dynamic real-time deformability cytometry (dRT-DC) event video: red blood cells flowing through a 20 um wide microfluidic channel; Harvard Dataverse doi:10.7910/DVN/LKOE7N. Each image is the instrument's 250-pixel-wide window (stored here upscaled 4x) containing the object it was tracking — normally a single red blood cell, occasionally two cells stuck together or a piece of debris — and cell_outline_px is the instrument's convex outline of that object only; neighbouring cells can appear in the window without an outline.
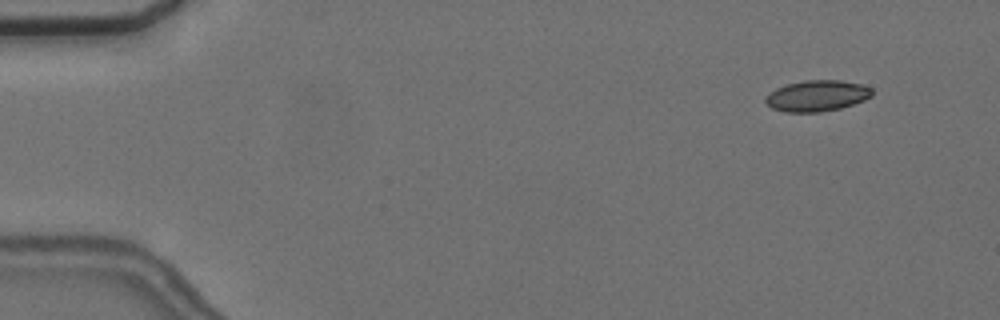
{"species": "common noctule bat (a hibernating species)", "species_latin": "Nyctalus noctula", "temperature_condition": "cold", "stored_images_in_passage": 6, "camera_frame_rate_fps": 3000, "um_per_image_px": 0.085, "animal": {"sex": "female", "body_mass_g": 24.6, "forearm_length_mm": 56.2}, "frame": {"image": 1, "passage_image": 2, "time_ms": 1.333, "image_size_px": [1000, 320], "cell_outline_px": [[872, 96], [864, 100], [840, 108], [820, 112], [784, 112], [772, 108], [764, 100], [764, 96], [768, 92], [776, 88], [788, 84], [804, 80], [840, 80], [860, 84], [872, 88]], "centroid_in_image_um": [69.41, 8.14], "position_along_channel_um": 15.6, "area_um2": 19.31}}
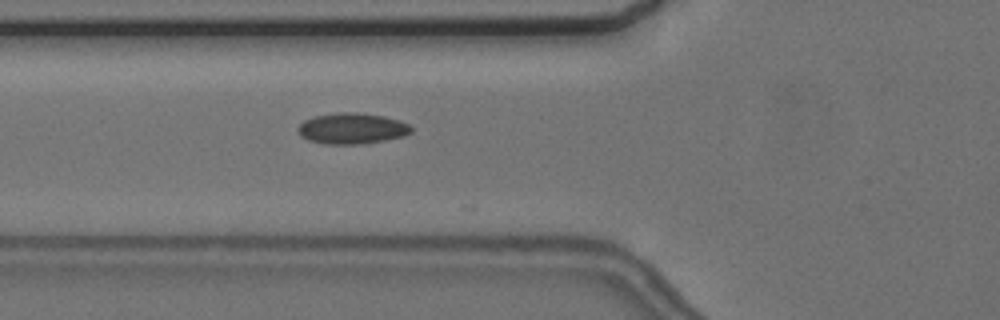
{"frame": {"image": 2, "passage_image": 6, "time_ms": 6.667, "image_size_px": [1000, 320], "cell_outline_px": [[412, 132], [404, 136], [368, 144], [324, 144], [308, 140], [300, 136], [296, 128], [304, 120], [316, 116], [340, 112], [356, 112], [384, 116], [400, 120], [408, 124], [412, 128]], "centroid_in_image_um": [29.92, 10.93], "position_along_channel_um": 95.9, "area_um2": 20.63}}